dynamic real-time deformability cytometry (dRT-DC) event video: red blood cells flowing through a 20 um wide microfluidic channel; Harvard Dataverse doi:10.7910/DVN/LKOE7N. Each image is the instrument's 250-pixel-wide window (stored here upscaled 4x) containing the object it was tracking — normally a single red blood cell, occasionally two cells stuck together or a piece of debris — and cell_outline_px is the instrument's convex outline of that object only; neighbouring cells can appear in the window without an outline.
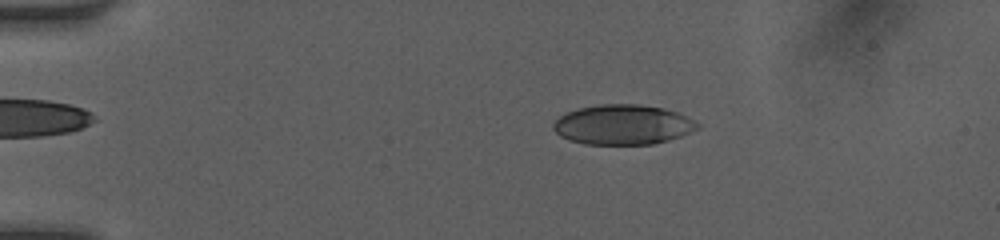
{"species": "human", "species_latin": "Homo sapiens", "temperature_condition": "room temperature", "stored_images_in_passage": 50, "camera_frame_rate_fps": 3000, "um_per_image_px": 0.085, "donor": {"sex": "female"}, "frame": {"image": 1, "passage_image": 10, "time_ms": 3.0, "image_size_px": [1000, 240], "cell_outline_px": [[700, 128], [680, 136], [668, 140], [652, 144], [584, 144], [568, 140], [560, 136], [552, 128], [552, 124], [564, 112], [580, 108], [600, 104], [640, 104], [664, 108], [676, 112], [700, 124]], "centroid_in_image_um": [52.91, 10.59], "position_along_channel_um": 32.1, "area_um2": 33.52}}
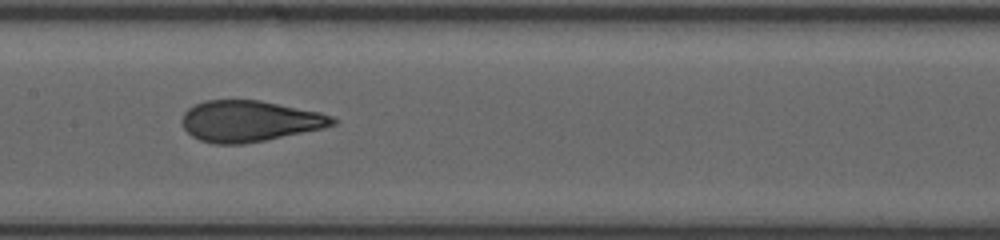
{"frame": {"image": 2, "passage_image": 26, "time_ms": 8.333, "image_size_px": [1000, 240], "cell_outline_px": [[336, 124], [320, 128], [264, 140], [244, 144], [216, 144], [200, 140], [192, 136], [184, 128], [180, 120], [184, 112], [188, 108], [204, 100], [260, 100], [320, 112], [332, 116], [336, 120]], "centroid_in_image_um": [21.16, 10.28], "position_along_channel_um": 186.2, "area_um2": 35.78}}
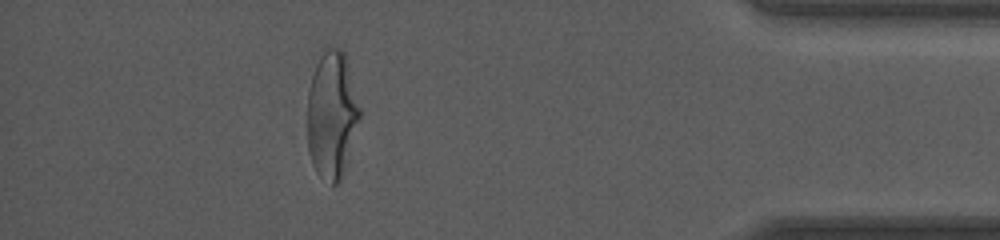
{"frame": {"image": 3, "passage_image": 45, "time_ms": 14.667, "image_size_px": [1000, 240], "cell_outline_px": [[360, 120], [340, 180], [332, 188], [316, 172], [312, 164], [308, 148], [308, 88], [316, 64], [324, 44], [328, 44], [340, 48], [344, 52], [360, 108]], "centroid_in_image_um": [28.19, 9.73], "position_along_channel_um": 407.0, "area_um2": 39.02}, "authors_computed_cell_mechanics": {"area_um2": 35.7782, "velocity_mm_per_s": 4.1307, "shape_relaxation_time_tau1_ms": 4.1757, "shape_relaxation_time_tau2_ms": 0.849, "deformation_change_tau1": 0.1801, "deformation_change_tau2": 0.0745}}